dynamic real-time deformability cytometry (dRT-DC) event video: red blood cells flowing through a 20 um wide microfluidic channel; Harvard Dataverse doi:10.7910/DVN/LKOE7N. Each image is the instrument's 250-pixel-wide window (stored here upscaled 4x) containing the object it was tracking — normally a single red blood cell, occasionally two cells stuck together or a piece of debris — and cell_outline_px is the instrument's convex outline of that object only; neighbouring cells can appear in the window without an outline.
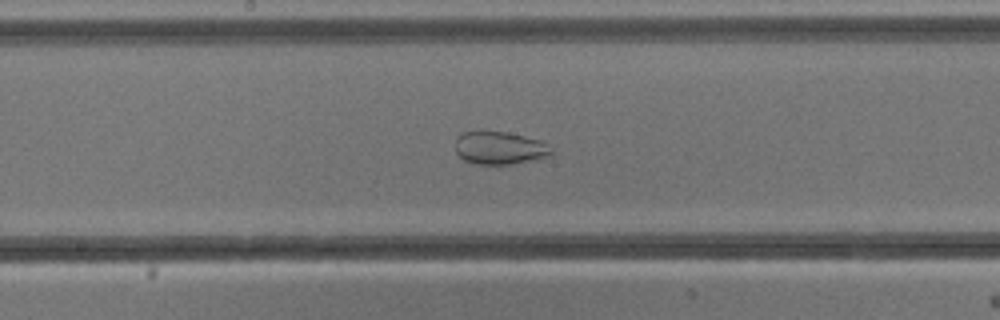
{"species": "common noctule bat (a hibernating species)", "species_latin": "Nyctalus noctula", "temperature_condition": "cold", "stored_images_in_passage": 54, "camera_frame_rate_fps": 3000, "um_per_image_px": 0.085, "animal": {"sex": "male", "body_mass_g": 13.3}, "frame": {"image": 1, "passage_image": 28, "time_ms": 9.0, "image_size_px": [1000, 320], "cell_outline_px": [[552, 152], [548, 156], [512, 164], [476, 164], [464, 160], [456, 152], [456, 136], [464, 132], [480, 128], [508, 132], [540, 140], [548, 144]], "centroid_in_image_um": [42.41, 12.53], "position_along_channel_um": 205.8, "area_um2": 18.79}}
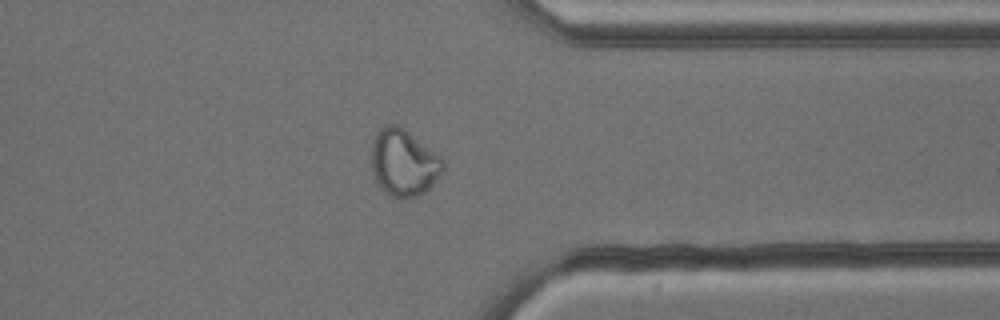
{"frame": {"image": 2, "passage_image": 42, "time_ms": 13.667, "image_size_px": [1000, 320], "cell_outline_px": [[444, 168], [432, 184], [424, 192], [416, 196], [388, 196], [384, 192], [372, 176], [372, 140], [376, 132], [380, 128], [388, 124], [396, 124], [404, 128], [440, 156], [444, 160]], "centroid_in_image_um": [34.28, 13.8], "position_along_channel_um": 377.1, "area_um2": 27.63}}
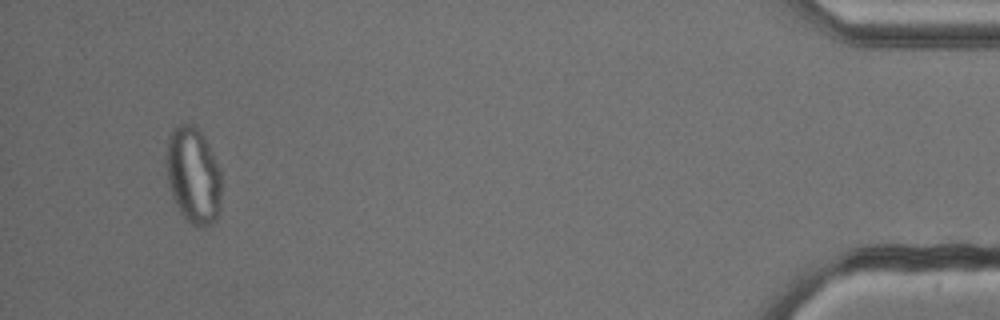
{"frame": {"image": 3, "passage_image": 51, "time_ms": 16.667, "image_size_px": [1000, 320], "cell_outline_px": [[220, 192], [216, 220], [204, 228], [192, 224], [180, 212], [172, 196], [168, 184], [164, 160], [164, 156], [168, 136], [172, 128], [180, 124], [196, 124], [200, 128], [208, 144], [220, 172]], "centroid_in_image_um": [16.37, 14.84], "position_along_channel_um": 418.8, "area_um2": 31.27}, "authors_computed_cell_mechanics": {"area_um2": 28.8711, "velocity_mm_per_s": 3.8103, "shape_relaxation_time_tau1_ms": null, "shape_relaxation_time_tau2_ms": 1.1949, "deformation_change_tau1": null, "deformation_change_tau2": 0.0553}}